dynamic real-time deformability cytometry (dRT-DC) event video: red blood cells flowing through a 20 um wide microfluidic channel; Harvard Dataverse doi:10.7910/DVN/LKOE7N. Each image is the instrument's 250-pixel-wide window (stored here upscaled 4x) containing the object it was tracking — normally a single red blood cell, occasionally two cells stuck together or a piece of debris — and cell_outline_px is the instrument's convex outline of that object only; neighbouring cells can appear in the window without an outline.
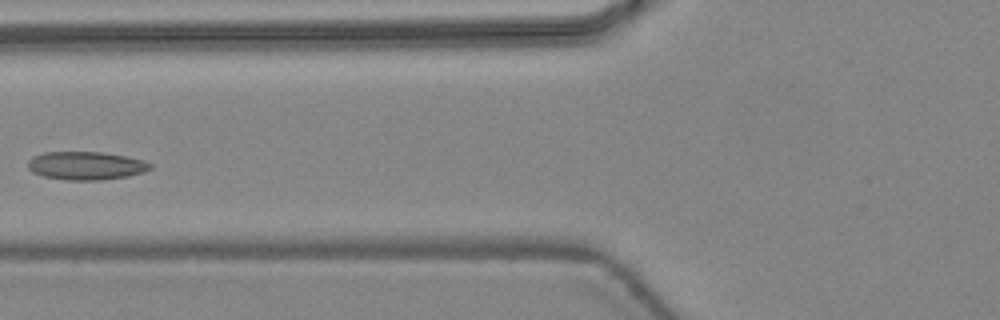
{"species": "common noctule bat (a hibernating species)", "species_latin": "Nyctalus noctula", "temperature_condition": "warm", "stored_images_in_passage": 4, "camera_frame_rate_fps": 3000, "um_per_image_px": 0.085, "animal": {"sex": "female", "body_mass_g": 24.6, "forearm_length_mm": 56.2}, "frame": {"image": 1, "passage_image": 4, "time_ms": 1.0, "image_size_px": [1000, 320], "cell_outline_px": [[152, 168], [144, 172], [128, 176], [100, 180], [68, 180], [44, 176], [32, 172], [28, 168], [28, 160], [32, 156], [44, 152], [100, 152], [124, 156], [144, 160], [152, 164]], "centroid_in_image_um": [7.3, 14.08], "position_along_channel_um": 118.5, "area_um2": 20.11}}